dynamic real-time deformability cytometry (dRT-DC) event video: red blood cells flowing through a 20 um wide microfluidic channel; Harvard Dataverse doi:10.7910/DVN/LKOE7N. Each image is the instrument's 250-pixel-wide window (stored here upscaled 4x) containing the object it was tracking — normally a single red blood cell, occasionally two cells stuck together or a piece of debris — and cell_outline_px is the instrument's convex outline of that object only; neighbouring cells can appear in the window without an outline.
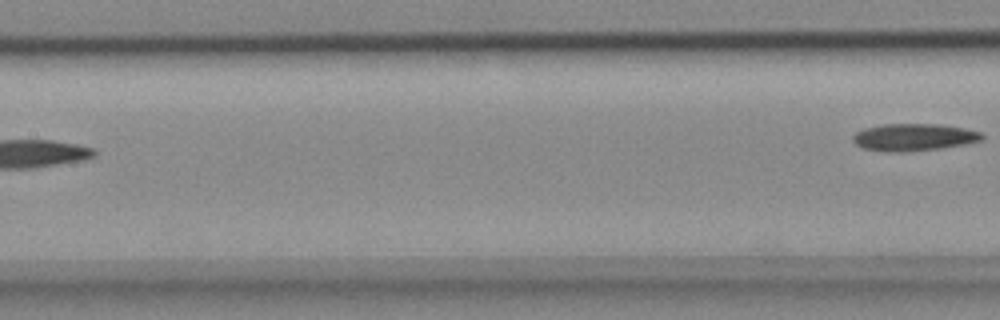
{"species": "common noctule bat (a hibernating species)", "species_latin": "Nyctalus noctula", "temperature_condition": "cold", "stored_images_in_passage": 7, "camera_frame_rate_fps": 3000, "um_per_image_px": 0.085, "animal": {"sex": "female", "body_mass_g": 18.4}, "frame": {"image": 1, "passage_image": 7, "time_ms": 2.0, "image_size_px": [1000, 320], "cell_outline_px": [[984, 136], [980, 140], [964, 144], [940, 148], [904, 152], [888, 152], [864, 148], [856, 144], [852, 140], [852, 136], [856, 132], [864, 128], [884, 124], [940, 124], [964, 128], [980, 132]], "centroid_in_image_um": [77.64, 11.66], "position_along_channel_um": 129.8, "area_um2": 20.35}}